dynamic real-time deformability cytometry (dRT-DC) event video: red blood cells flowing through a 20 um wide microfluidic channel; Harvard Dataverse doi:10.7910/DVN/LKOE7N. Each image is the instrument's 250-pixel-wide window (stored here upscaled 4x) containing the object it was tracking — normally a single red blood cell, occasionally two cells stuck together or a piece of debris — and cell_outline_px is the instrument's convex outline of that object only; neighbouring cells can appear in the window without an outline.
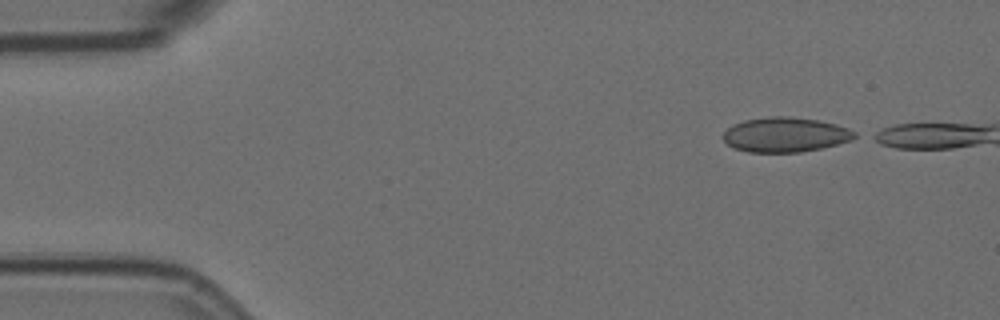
{"species": "Egyptian fruit bat (a non-hibernating species)", "species_latin": "Rousettus aegyptiacus", "temperature_condition": "room temperature", "stored_images_in_passage": 3, "camera_frame_rate_fps": 3000, "um_per_image_px": 0.085, "animal": {"sex": "female"}, "frame": {"image": 1, "passage_image": 1, "time_ms": 0.0, "image_size_px": [1000, 320], "cell_outline_px": [[860, 136], [852, 140], [820, 148], [800, 152], [748, 152], [736, 148], [728, 144], [724, 140], [724, 132], [732, 124], [744, 120], [772, 116], [788, 116], [820, 120], [836, 124], [848, 128], [856, 132]], "centroid_in_image_um": [66.79, 11.44], "position_along_channel_um": 18.2, "area_um2": 26.65}}